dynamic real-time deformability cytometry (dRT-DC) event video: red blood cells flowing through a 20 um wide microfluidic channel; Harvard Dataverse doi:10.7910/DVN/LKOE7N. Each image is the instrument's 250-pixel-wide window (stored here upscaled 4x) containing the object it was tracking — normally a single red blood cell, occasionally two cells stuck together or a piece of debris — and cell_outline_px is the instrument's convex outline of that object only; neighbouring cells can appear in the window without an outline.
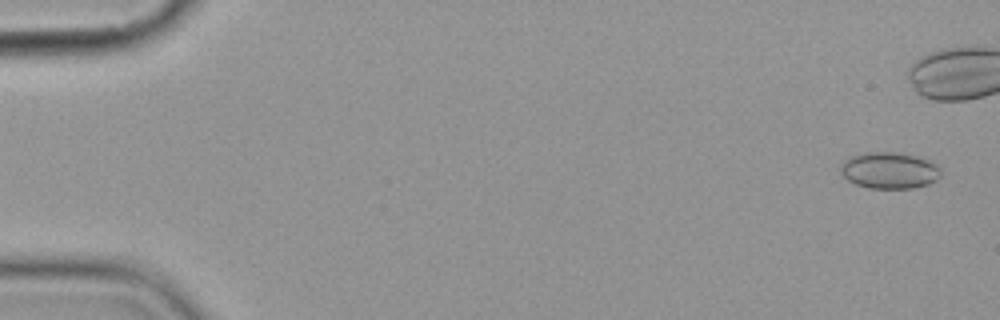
{"species": "common noctule bat (a hibernating species)", "species_latin": "Nyctalus noctula", "temperature_condition": "cold", "stored_images_in_passage": 8, "camera_frame_rate_fps": 3000, "um_per_image_px": 0.085, "animal": {"sex": "female", "body_mass_g": 19.9}, "frame": {"image": 1, "passage_image": 1, "time_ms": 0.0, "image_size_px": [1000, 320], "cell_outline_px": [[940, 176], [936, 180], [928, 184], [912, 188], [868, 188], [856, 184], [848, 180], [840, 172], [840, 164], [848, 156], [868, 152], [896, 152], [916, 156], [928, 160], [936, 164], [940, 168]], "centroid_in_image_um": [75.57, 14.48], "position_along_channel_um": 9.4, "area_um2": 21.39}}